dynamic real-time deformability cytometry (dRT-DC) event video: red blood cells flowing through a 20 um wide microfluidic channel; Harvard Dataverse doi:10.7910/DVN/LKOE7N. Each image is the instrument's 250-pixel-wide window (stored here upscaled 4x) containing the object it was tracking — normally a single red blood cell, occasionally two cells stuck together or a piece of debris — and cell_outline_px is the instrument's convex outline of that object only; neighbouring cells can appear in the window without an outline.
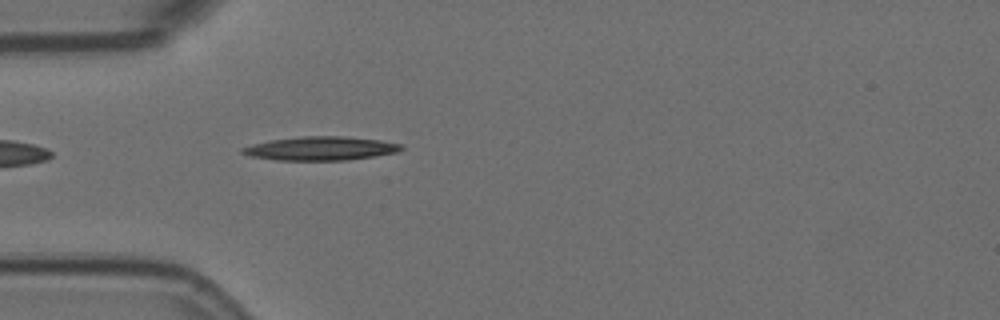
{"species": "Egyptian fruit bat (a non-hibernating species)", "species_latin": "Rousettus aegyptiacus", "temperature_condition": "room temperature", "stored_images_in_passage": 44, "camera_frame_rate_fps": 3000, "um_per_image_px": 0.085, "animal": {"sex": "female"}, "frame": {"image": 1, "passage_image": 3, "time_ms": 0.667, "image_size_px": [1000, 320], "cell_outline_px": [[404, 148], [400, 152], [376, 156], [348, 160], [276, 160], [248, 156], [240, 152], [240, 148], [252, 144], [272, 140], [304, 136], [344, 136], [380, 140], [400, 144]], "centroid_in_image_um": [27.26, 12.62], "position_along_channel_um": 57.7, "area_um2": 22.08}}
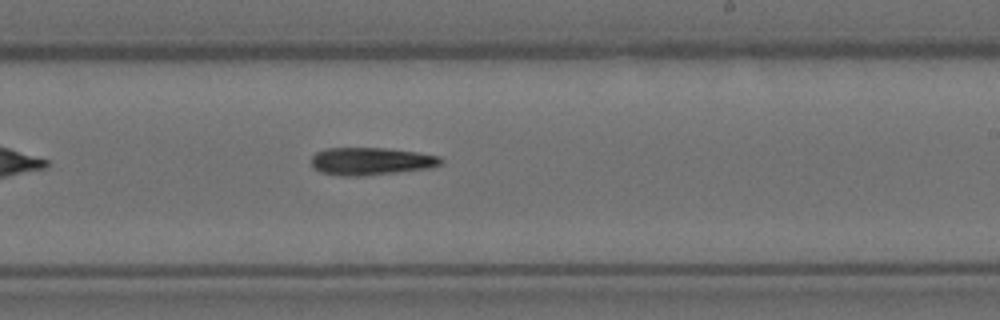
{"frame": {"image": 2, "passage_image": 20, "time_ms": 6.333, "image_size_px": [1000, 320], "cell_outline_px": [[444, 164], [428, 168], [396, 172], [360, 176], [340, 176], [320, 172], [312, 168], [312, 156], [316, 152], [328, 148], [384, 148], [416, 152], [440, 156], [444, 160]], "centroid_in_image_um": [31.53, 13.71], "position_along_channel_um": 257.5, "area_um2": 20.87}}
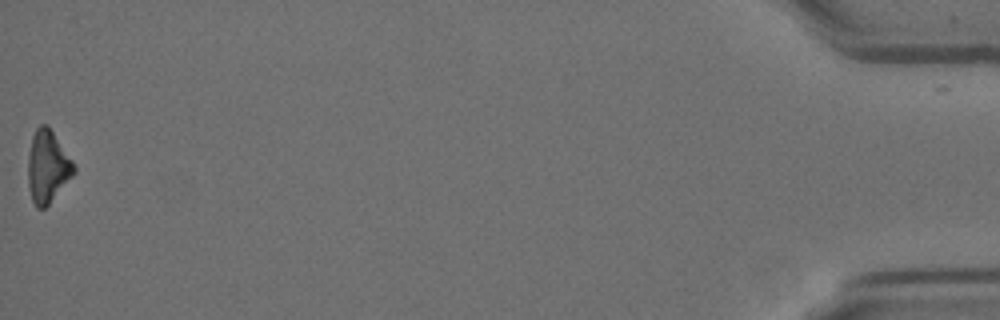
{"frame": {"image": 3, "passage_image": 43, "time_ms": 14.0, "image_size_px": [1000, 320], "cell_outline_px": [[76, 172], [48, 204], [44, 208], [36, 208], [32, 200], [28, 184], [28, 156], [32, 136], [36, 128], [40, 124], [48, 124], [72, 160], [76, 168]], "centroid_in_image_um": [4.04, 14.14], "position_along_channel_um": 431.2, "area_um2": 19.25}, "authors_computed_cell_mechanics": {"area_um2": 20.3745, "velocity_mm_per_s": 3.5884, "shape_relaxation_time_tau1_ms": 5.3964, "shape_relaxation_time_tau2_ms": null, "deformation_change_tau1": 0.1985, "deformation_change_tau2": null}}